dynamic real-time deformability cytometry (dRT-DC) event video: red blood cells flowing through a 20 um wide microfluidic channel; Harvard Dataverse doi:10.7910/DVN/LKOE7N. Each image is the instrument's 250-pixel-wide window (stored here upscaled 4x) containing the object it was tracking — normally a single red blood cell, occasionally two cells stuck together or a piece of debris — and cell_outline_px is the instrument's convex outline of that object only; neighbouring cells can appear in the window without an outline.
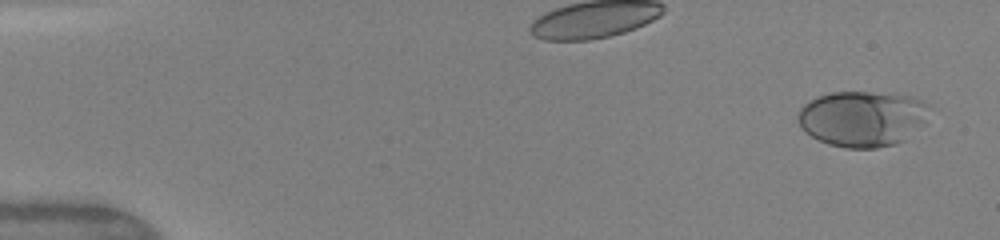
{"species": "human", "species_latin": "Homo sapiens", "temperature_condition": "warm", "stored_images_in_passage": 48, "camera_frame_rate_fps": 3000, "um_per_image_px": 0.085, "donor": {"sex": "female"}, "frame": {"image": 1, "passage_image": 2, "time_ms": 0.333, "image_size_px": [1000, 240], "cell_outline_px": [[928, 104], [924, 124], [904, 140], [896, 144], [876, 148], [844, 148], [828, 144], [812, 136], [800, 128], [796, 120], [796, 116], [800, 108], [808, 100], [816, 96], [832, 92], [868, 92], [912, 96], [924, 100]], "centroid_in_image_um": [73.26, 10.08], "position_along_channel_um": 11.7, "area_um2": 42.95}}
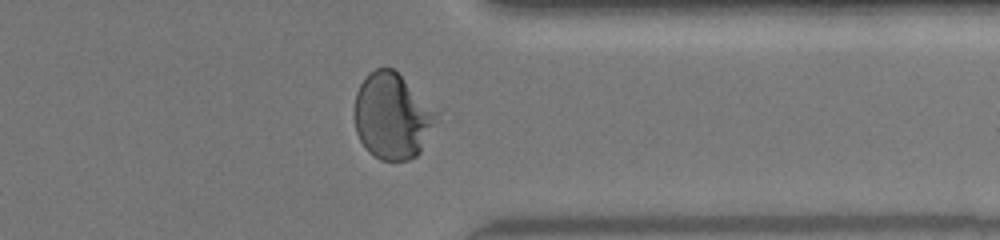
{"frame": {"image": 2, "passage_image": 39, "time_ms": 12.667, "image_size_px": [1000, 240], "cell_outline_px": [[440, 112], [420, 152], [416, 156], [408, 160], [380, 160], [368, 152], [360, 140], [356, 132], [356, 92], [360, 84], [368, 72], [376, 68], [392, 68]], "centroid_in_image_um": [33.35, 9.87], "position_along_channel_um": 378.1, "area_um2": 40.75}}
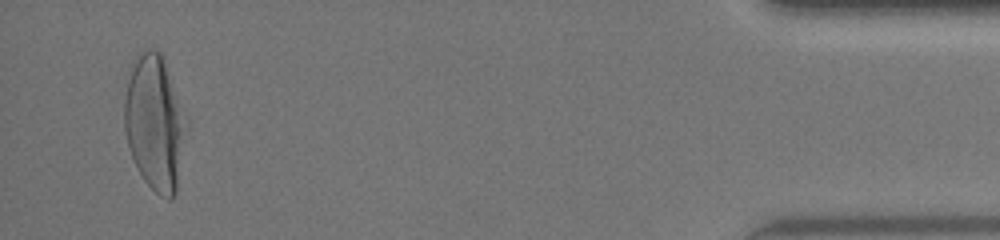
{"frame": {"image": 3, "passage_image": 47, "time_ms": 15.333, "image_size_px": [1000, 240], "cell_outline_px": [[188, 128], [176, 192], [168, 200], [160, 196], [144, 180], [136, 168], [128, 148], [124, 128], [124, 100], [128, 68], [136, 56], [140, 52], [148, 48], [152, 48], [160, 52], [188, 120]], "centroid_in_image_um": [13.14, 10.43], "position_along_channel_um": 422.1, "area_um2": 49.42}, "authors_computed_cell_mechanics": {"area_um2": 40.8935, "velocity_mm_per_s": 4.1371, "shape_relaxation_time_tau1_ms": 5.101, "shape_relaxation_time_tau2_ms": null, "deformation_change_tau1": 0.2154, "deformation_change_tau2": null}}